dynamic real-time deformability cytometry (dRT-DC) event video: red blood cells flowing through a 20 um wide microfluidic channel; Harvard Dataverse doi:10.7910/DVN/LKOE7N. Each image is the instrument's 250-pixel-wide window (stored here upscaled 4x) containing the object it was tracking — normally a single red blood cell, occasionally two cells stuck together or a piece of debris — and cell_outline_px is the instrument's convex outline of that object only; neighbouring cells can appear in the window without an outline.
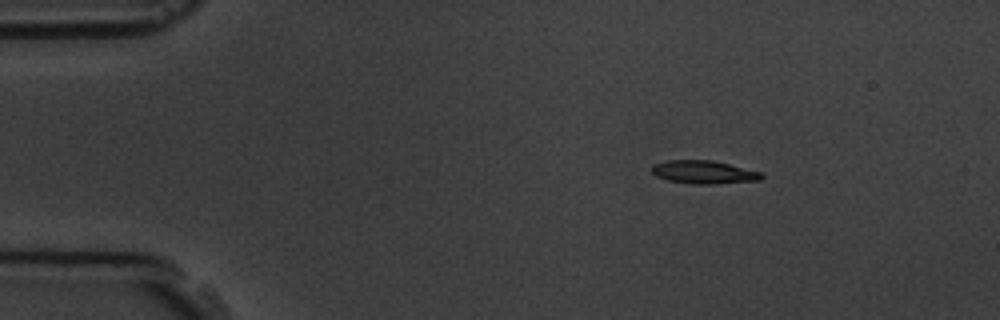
{"species": "common noctule bat (a hibernating species)", "species_latin": "Nyctalus noctula", "temperature_condition": "room temperature", "stored_images_in_passage": 6, "camera_frame_rate_fps": 3000, "um_per_image_px": 0.085, "animal": {"sex": "male", "body_mass_g": 19.5, "forearm_length_mm": 54.6}, "frame": {"image": 1, "passage_image": 2, "time_ms": 1.333, "image_size_px": [1000, 320], "cell_outline_px": [[764, 176], [760, 180], [712, 184], [692, 184], [668, 180], [656, 176], [652, 172], [652, 164], [668, 160], [712, 160], [760, 172]], "centroid_in_image_um": [59.78, 14.63], "position_along_channel_um": 25.2, "area_um2": 14.68}}
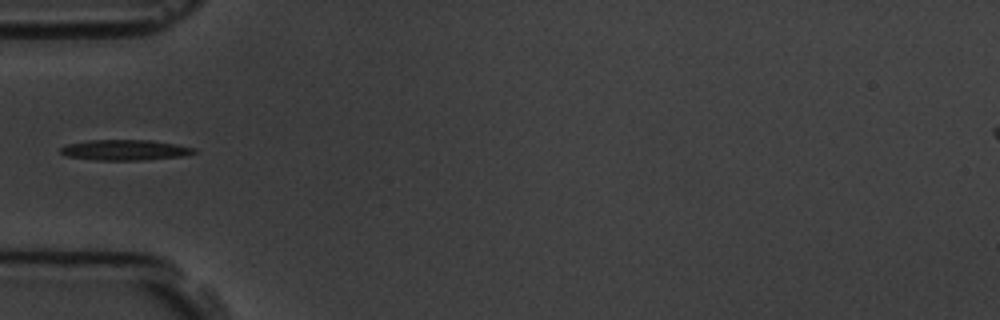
{"frame": {"image": 2, "passage_image": 5, "time_ms": 4.667, "image_size_px": [1000, 320], "cell_outline_px": [[196, 152], [180, 156], [144, 160], [96, 160], [64, 156], [60, 152], [60, 148], [68, 144], [88, 140], [152, 140], [176, 144], [196, 148]], "centroid_in_image_um": [10.59, 12.75], "position_along_channel_um": 74.4, "area_um2": 15.95}}
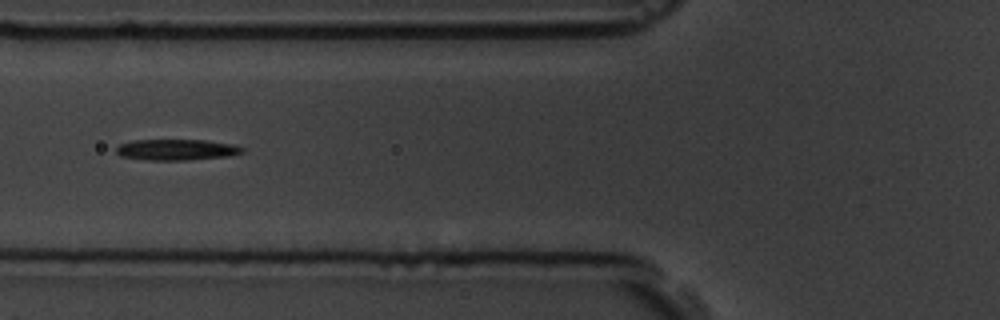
{"frame": {"image": 3, "passage_image": 6, "time_ms": 5.667, "image_size_px": [1000, 320], "cell_outline_px": [[244, 152], [228, 156], [188, 160], [148, 160], [120, 156], [116, 152], [116, 148], [120, 144], [136, 140], [204, 140], [232, 144], [244, 148]], "centroid_in_image_um": [15.01, 12.73], "position_along_channel_um": 110.8, "area_um2": 15.32}}